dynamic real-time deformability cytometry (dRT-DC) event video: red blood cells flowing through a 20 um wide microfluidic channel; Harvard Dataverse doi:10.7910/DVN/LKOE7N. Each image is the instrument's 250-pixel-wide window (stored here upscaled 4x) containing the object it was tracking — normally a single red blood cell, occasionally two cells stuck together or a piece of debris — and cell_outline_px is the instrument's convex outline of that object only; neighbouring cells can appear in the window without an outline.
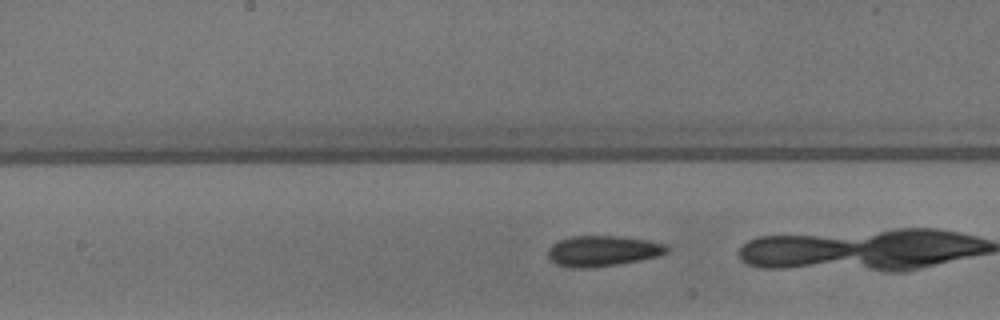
{"species": "common noctule bat (a hibernating species)", "species_latin": "Nyctalus noctula", "temperature_condition": "warm", "stored_images_in_passage": 38, "camera_frame_rate_fps": 3000, "um_per_image_px": 0.085, "animal": {"sex": "male", "body_mass_g": 13.3}, "frame": {"image": 1, "passage_image": 25, "time_ms": 8.0, "image_size_px": [1000, 320], "cell_outline_px": [[668, 252], [660, 256], [640, 260], [592, 268], [568, 268], [556, 264], [548, 260], [548, 248], [552, 244], [560, 240], [572, 236], [616, 236], [648, 240], [664, 244], [668, 248]], "centroid_in_image_um": [51.19, 21.34], "position_along_channel_um": 197.0, "area_um2": 21.33}}